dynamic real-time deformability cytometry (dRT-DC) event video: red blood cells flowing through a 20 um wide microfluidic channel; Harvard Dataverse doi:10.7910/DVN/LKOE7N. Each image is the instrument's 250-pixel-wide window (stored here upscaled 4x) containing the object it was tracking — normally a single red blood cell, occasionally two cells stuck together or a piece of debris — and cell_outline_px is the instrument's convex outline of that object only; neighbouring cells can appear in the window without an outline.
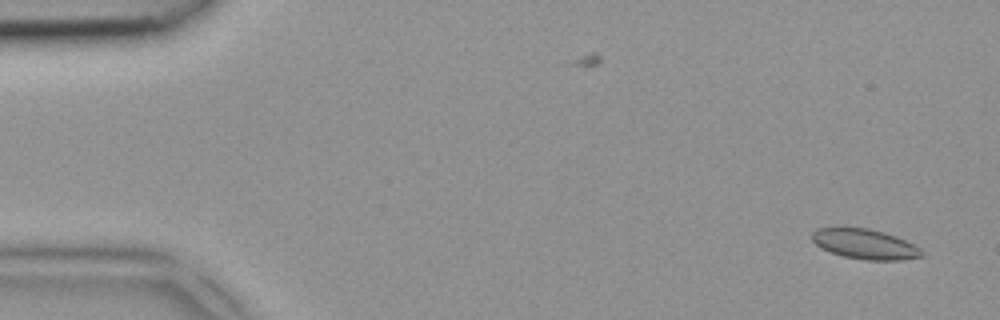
{"species": "common noctule bat (a hibernating species)", "species_latin": "Nyctalus noctula", "temperature_condition": "room temperature", "stored_images_in_passage": 4, "camera_frame_rate_fps": 3000, "um_per_image_px": 0.085, "animal": {"sex": "female", "body_mass_g": 18.4}, "frame": {"image": 1, "passage_image": 1, "time_ms": 0.0, "image_size_px": [1000, 320], "cell_outline_px": [[924, 256], [900, 260], [868, 260], [844, 256], [820, 248], [812, 240], [812, 232], [820, 228], [868, 228], [884, 232], [896, 236], [920, 248], [924, 252]], "centroid_in_image_um": [73.54, 20.75], "position_along_channel_um": 11.5, "area_um2": 18.96}}
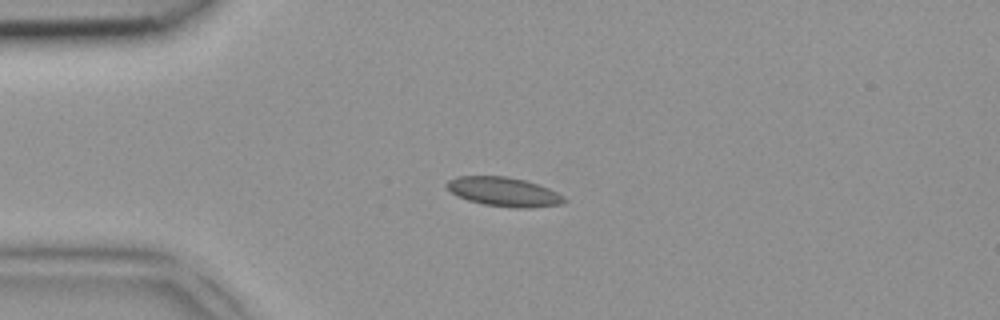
{"frame": {"image": 2, "passage_image": 3, "time_ms": 0.667, "image_size_px": [1000, 320], "cell_outline_px": [[568, 200], [564, 204], [532, 208], [516, 208], [484, 204], [468, 200], [452, 192], [444, 184], [448, 180], [460, 176], [504, 176], [524, 180], [548, 188], [564, 196]], "centroid_in_image_um": [42.87, 16.31], "position_along_channel_um": 42.1, "area_um2": 19.83}}
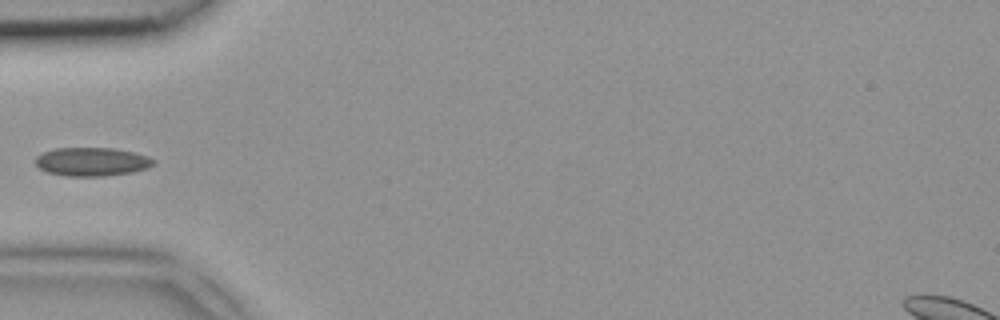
{"frame": {"image": 3, "passage_image": 4, "time_ms": 1.0, "image_size_px": [1000, 320], "cell_outline_px": [[156, 164], [148, 168], [132, 172], [104, 176], [64, 176], [48, 172], [40, 168], [36, 164], [36, 156], [44, 152], [56, 148], [116, 148], [148, 156], [156, 160]], "centroid_in_image_um": [7.85, 13.75], "position_along_channel_um": 77.2, "area_um2": 19.71}}